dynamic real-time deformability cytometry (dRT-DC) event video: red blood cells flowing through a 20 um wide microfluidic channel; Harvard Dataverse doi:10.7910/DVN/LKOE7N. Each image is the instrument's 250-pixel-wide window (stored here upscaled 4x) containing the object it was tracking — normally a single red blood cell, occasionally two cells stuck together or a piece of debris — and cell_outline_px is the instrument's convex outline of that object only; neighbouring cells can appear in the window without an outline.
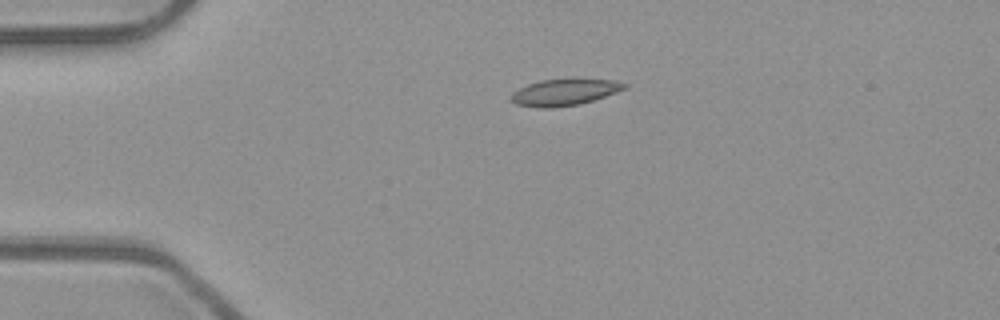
{"species": "common noctule bat (a hibernating species)", "species_latin": "Nyctalus noctula", "temperature_condition": "room temperature", "stored_images_in_passage": 3, "camera_frame_rate_fps": 3000, "um_per_image_px": 0.085, "animal": {"sex": "male", "body_mass_g": 23.1, "forearm_length_mm": 52.7}, "frame": {"image": 1, "passage_image": 1, "time_ms": 0.0, "image_size_px": [1000, 320], "cell_outline_px": [[628, 88], [580, 104], [552, 108], [544, 108], [516, 104], [508, 96], [512, 92], [528, 84], [540, 80], [572, 76], [612, 80], [628, 84]], "centroid_in_image_um": [48.0, 7.79], "position_along_channel_um": 37.0, "area_um2": 18.15}}
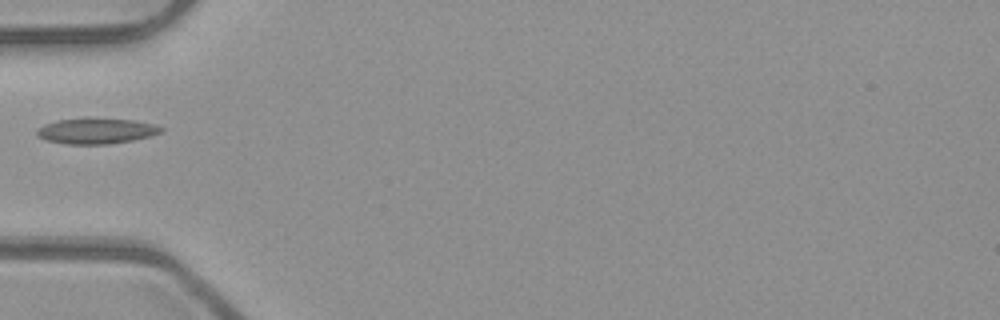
{"frame": {"image": 2, "passage_image": 2, "time_ms": 0.333, "image_size_px": [1000, 320], "cell_outline_px": [[164, 128], [160, 132], [152, 136], [132, 140], [108, 144], [68, 144], [48, 140], [36, 136], [36, 128], [44, 124], [56, 120], [84, 116], [92, 116], [132, 120], [156, 124]], "centroid_in_image_um": [8.16, 11.09], "position_along_channel_um": 76.8, "area_um2": 19.19}}
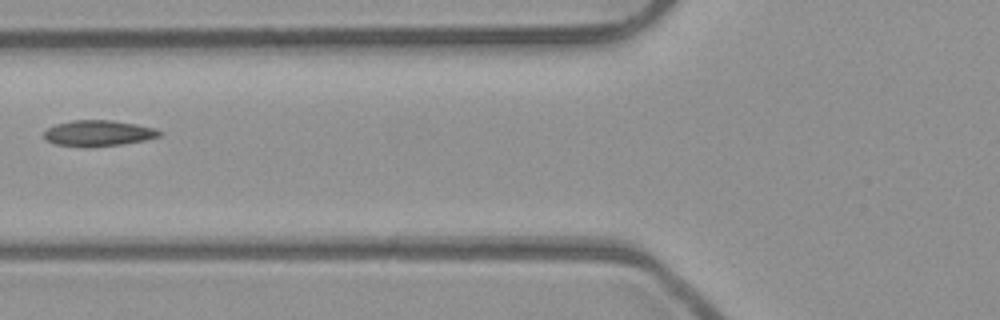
{"frame": {"image": 3, "passage_image": 3, "time_ms": 0.667, "image_size_px": [1000, 320], "cell_outline_px": [[160, 136], [144, 140], [120, 144], [56, 144], [44, 140], [44, 132], [48, 128], [56, 124], [72, 120], [112, 120], [136, 124], [156, 128], [160, 132]], "centroid_in_image_um": [8.37, 11.27], "position_along_channel_um": 117.4, "area_um2": 16.53}}